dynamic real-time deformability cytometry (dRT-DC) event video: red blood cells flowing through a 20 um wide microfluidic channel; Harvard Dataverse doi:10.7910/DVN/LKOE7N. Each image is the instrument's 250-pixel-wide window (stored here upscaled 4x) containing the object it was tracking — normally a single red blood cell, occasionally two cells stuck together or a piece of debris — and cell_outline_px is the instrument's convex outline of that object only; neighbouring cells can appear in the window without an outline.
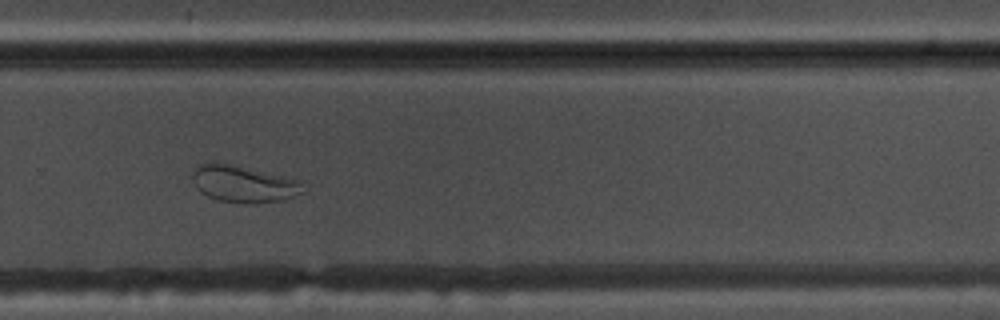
{"species": "common noctule bat (a hibernating species)", "species_latin": "Nyctalus noctula", "temperature_condition": "warm", "stored_images_in_passage": 44, "camera_frame_rate_fps": 3000, "um_per_image_px": 0.085, "animal": {"sex": "male", "body_mass_g": 17.5, "forearm_length_mm": 52.3}, "frame": {"image": 1, "passage_image": 26, "time_ms": 8.333, "image_size_px": [1000, 320], "cell_outline_px": [[304, 192], [284, 200], [252, 204], [244, 204], [220, 200], [208, 196], [200, 192], [196, 188], [192, 180], [192, 176], [196, 164], [204, 160], [216, 160], [304, 180]], "centroid_in_image_um": [20.69, 15.59], "position_along_channel_um": 309.1, "area_um2": 24.8}}
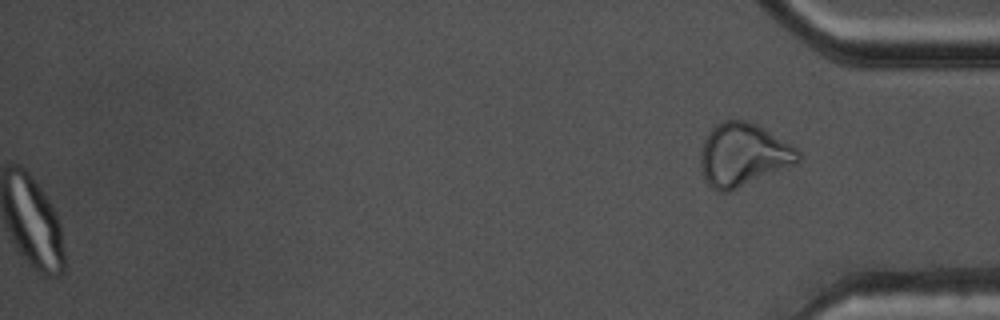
{"frame": {"image": 2, "passage_image": 44, "time_ms": 14.333, "image_size_px": [1000, 320], "cell_outline_px": [[800, 160], [796, 164], [728, 192], [720, 192], [712, 188], [704, 180], [700, 164], [700, 152], [704, 140], [708, 132], [716, 124], [724, 120], [748, 120], [764, 128], [792, 144], [800, 152]], "centroid_in_image_um": [63.16, 13.15], "position_along_channel_um": 372.0, "area_um2": 36.01}}